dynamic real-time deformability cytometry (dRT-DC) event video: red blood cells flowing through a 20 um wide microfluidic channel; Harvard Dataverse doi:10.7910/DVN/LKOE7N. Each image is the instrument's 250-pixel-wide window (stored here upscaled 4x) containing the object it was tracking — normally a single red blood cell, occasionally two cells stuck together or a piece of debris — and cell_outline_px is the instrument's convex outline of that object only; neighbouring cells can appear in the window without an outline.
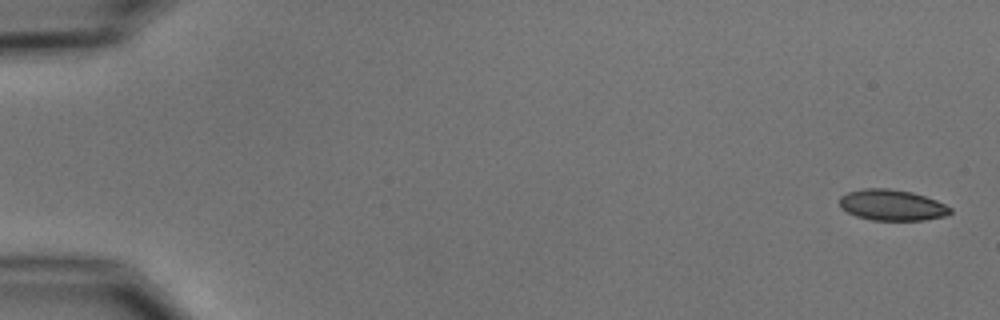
{"species": "common noctule bat (a hibernating species)", "species_latin": "Nyctalus noctula", "temperature_condition": "cold", "stored_images_in_passage": 6, "camera_frame_rate_fps": 3000, "um_per_image_px": 0.085, "animal": {"sex": "male", "body_mass_g": 15.6}, "frame": {"image": 1, "passage_image": 1, "time_ms": 0.0, "image_size_px": [1000, 320], "cell_outline_px": [[952, 212], [948, 216], [924, 220], [872, 220], [856, 216], [840, 208], [840, 196], [848, 192], [864, 188], [888, 188], [912, 192], [936, 200], [952, 208]], "centroid_in_image_um": [75.83, 17.43], "position_along_channel_um": 9.2, "area_um2": 20.06}}
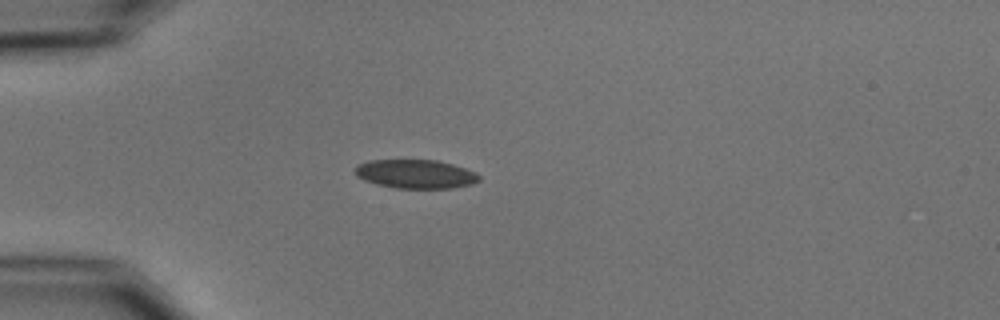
{"frame": {"image": 2, "passage_image": 5, "time_ms": 4.667, "image_size_px": [1000, 320], "cell_outline_px": [[480, 180], [472, 184], [452, 188], [396, 188], [376, 184], [364, 180], [356, 176], [356, 164], [368, 160], [436, 160], [452, 164], [476, 172], [480, 176]], "centroid_in_image_um": [35.32, 14.79], "position_along_channel_um": 49.7, "area_um2": 20.87}}